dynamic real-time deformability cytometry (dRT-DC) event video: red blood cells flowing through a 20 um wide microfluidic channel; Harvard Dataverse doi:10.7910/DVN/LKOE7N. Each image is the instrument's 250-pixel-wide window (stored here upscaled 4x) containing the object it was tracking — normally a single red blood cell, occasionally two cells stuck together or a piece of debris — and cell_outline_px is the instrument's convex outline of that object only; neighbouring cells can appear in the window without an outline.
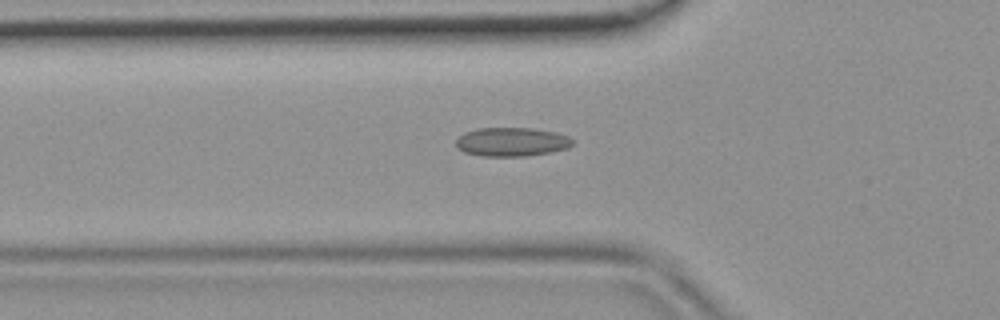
{"species": "common noctule bat (a hibernating species)", "species_latin": "Nyctalus noctula", "temperature_condition": "room temperature", "stored_images_in_passage": 44, "camera_frame_rate_fps": 3000, "um_per_image_px": 0.085, "animal": {"sex": "female", "body_mass_g": 19.9}, "frame": {"image": 1, "passage_image": 15, "time_ms": 4.667, "image_size_px": [1000, 320], "cell_outline_px": [[572, 144], [568, 148], [548, 152], [524, 156], [480, 156], [464, 152], [456, 148], [456, 140], [464, 132], [476, 128], [532, 128], [556, 132], [568, 136], [572, 140]], "centroid_in_image_um": [43.45, 12.05], "position_along_channel_um": 82.3, "area_um2": 19.59}}
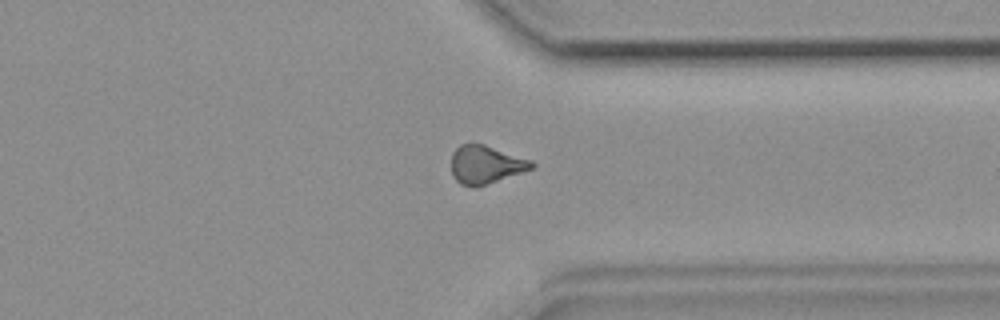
{"frame": {"image": 2, "passage_image": 34, "time_ms": 11.0, "image_size_px": [1000, 320], "cell_outline_px": [[536, 164], [532, 168], [476, 188], [460, 184], [452, 176], [452, 152], [460, 144], [484, 144], [532, 160]], "centroid_in_image_um": [41.26, 13.99], "position_along_channel_um": 370.1, "area_um2": 17.8}}
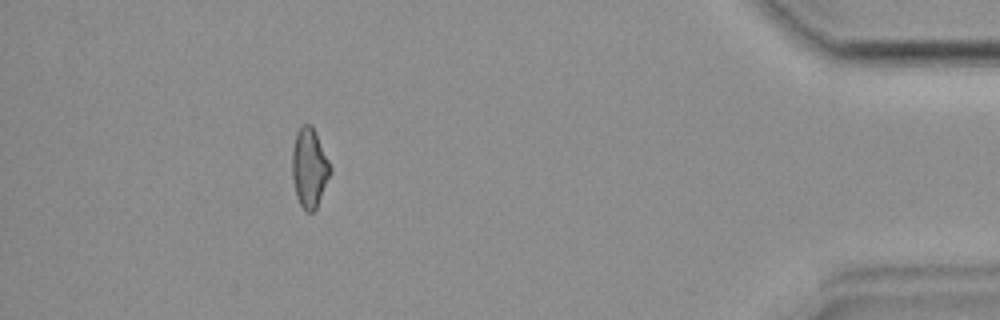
{"frame": {"image": 3, "passage_image": 40, "time_ms": 13.0, "image_size_px": [1000, 320], "cell_outline_px": [[332, 172], [316, 208], [312, 212], [308, 212], [300, 204], [296, 196], [292, 176], [292, 148], [296, 132], [304, 124], [312, 124], [332, 168]], "centroid_in_image_um": [26.3, 14.25], "position_along_channel_um": 408.9, "area_um2": 17.63}}